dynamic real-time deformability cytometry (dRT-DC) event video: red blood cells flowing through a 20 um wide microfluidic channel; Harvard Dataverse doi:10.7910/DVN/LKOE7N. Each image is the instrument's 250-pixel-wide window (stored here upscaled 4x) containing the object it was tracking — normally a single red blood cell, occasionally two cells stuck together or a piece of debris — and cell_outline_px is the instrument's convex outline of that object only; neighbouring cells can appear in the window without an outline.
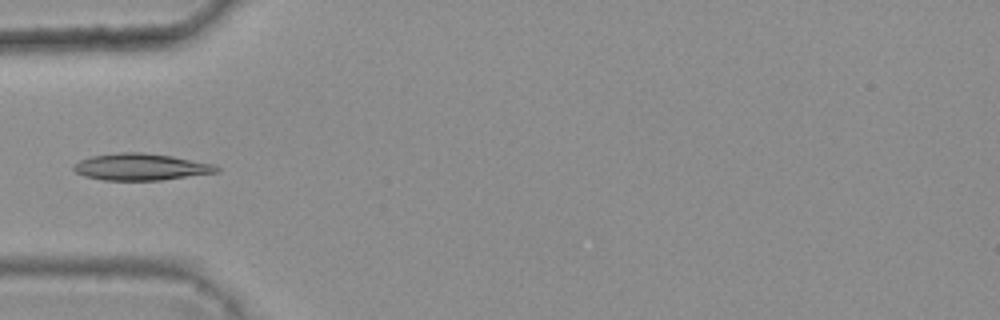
{"species": "common noctule bat (a hibernating species)", "species_latin": "Nyctalus noctula", "temperature_condition": "warm", "stored_images_in_passage": 4, "camera_frame_rate_fps": 3000, "um_per_image_px": 0.085, "animal": {"sex": "female", "body_mass_g": 25.1}, "frame": {"image": 1, "passage_image": 3, "time_ms": 0.667, "image_size_px": [1000, 320], "cell_outline_px": [[220, 172], [160, 180], [104, 180], [84, 176], [76, 172], [72, 168], [72, 164], [80, 160], [92, 156], [120, 152], [140, 152], [172, 156], [212, 164], [220, 168]], "centroid_in_image_um": [11.94, 14.19], "position_along_channel_um": 73.1, "area_um2": 22.2}}
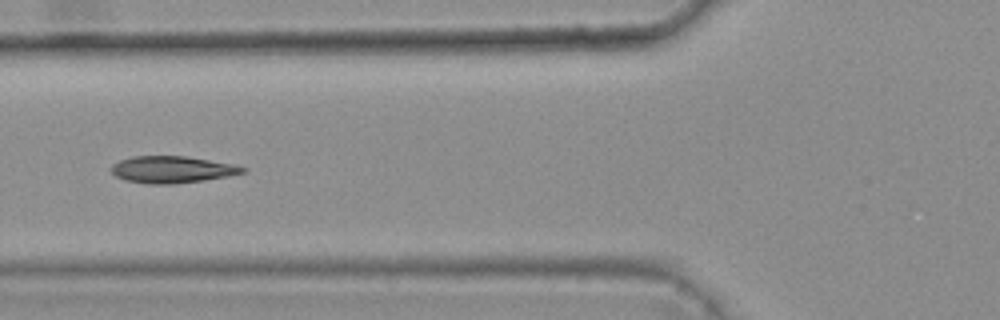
{"frame": {"image": 2, "passage_image": 4, "time_ms": 1.0, "image_size_px": [1000, 320], "cell_outline_px": [[248, 168], [244, 172], [228, 176], [204, 180], [172, 184], [148, 184], [124, 180], [116, 176], [108, 168], [112, 164], [120, 160], [132, 156], [184, 156], [236, 164]], "centroid_in_image_um": [14.61, 14.41], "position_along_channel_um": 111.2, "area_um2": 20.69}}